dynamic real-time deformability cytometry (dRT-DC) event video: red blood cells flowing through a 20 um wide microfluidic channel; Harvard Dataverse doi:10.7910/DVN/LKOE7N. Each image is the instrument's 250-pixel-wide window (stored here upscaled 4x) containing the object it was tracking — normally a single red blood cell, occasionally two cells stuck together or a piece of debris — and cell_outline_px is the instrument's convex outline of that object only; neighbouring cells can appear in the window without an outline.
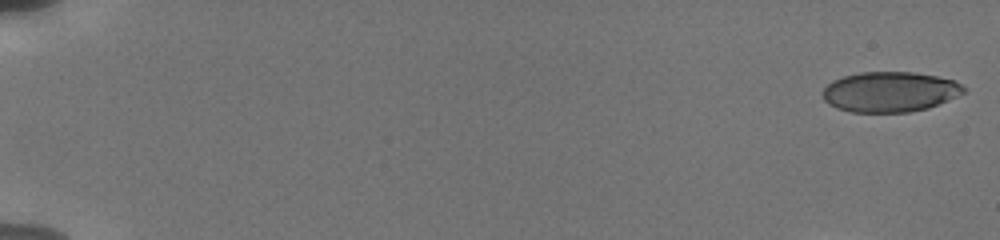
{"species": "human", "species_latin": "Homo sapiens", "temperature_condition": "cold", "stored_images_in_passage": 23, "camera_frame_rate_fps": 3000, "um_per_image_px": 0.085, "donor": {"sex": "male"}, "frame": {"image": 1, "passage_image": 1, "time_ms": 0.0, "image_size_px": [1000, 240], "cell_outline_px": [[968, 88], [964, 92], [948, 100], [928, 108], [908, 112], [852, 112], [836, 108], [828, 104], [824, 100], [820, 92], [832, 80], [844, 76], [860, 72], [916, 72], [956, 80]], "centroid_in_image_um": [75.63, 7.8], "position_along_channel_um": 9.4, "area_um2": 33.35}}